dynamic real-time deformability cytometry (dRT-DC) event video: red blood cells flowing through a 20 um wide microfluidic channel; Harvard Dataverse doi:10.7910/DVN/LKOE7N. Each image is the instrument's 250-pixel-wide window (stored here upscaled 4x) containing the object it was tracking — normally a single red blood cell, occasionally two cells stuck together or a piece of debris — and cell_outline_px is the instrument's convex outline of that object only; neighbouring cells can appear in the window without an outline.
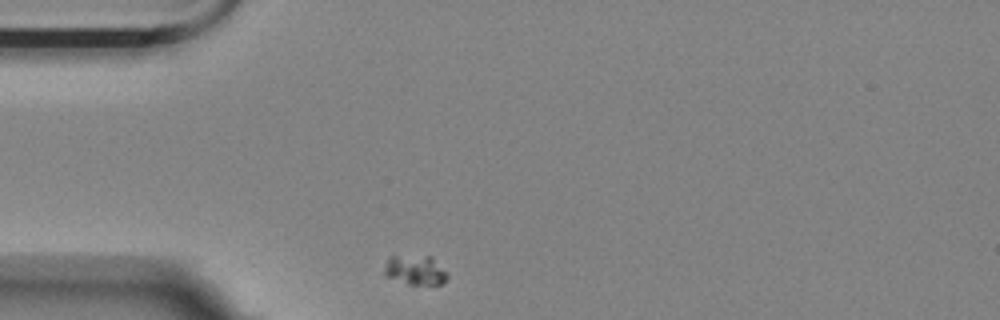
{"species": "Egyptian fruit bat (a non-hibernating species)", "species_latin": "Rousettus aegyptiacus", "temperature_condition": "room temperature", "stored_images_in_passage": 6, "camera_frame_rate_fps": 3000, "um_per_image_px": 0.085, "animal": {"sex": "female"}, "frame": {"image": 1, "passage_image": 1, "time_ms": 0.0, "image_size_px": [1000, 320], "cell_outline_px": [[448, 280], [440, 284], [408, 284], [384, 276], [384, 268], [388, 256], [432, 256], [448, 272]], "centroid_in_image_um": [35.31, 22.95], "position_along_channel_um": 49.7, "area_um2": 11.04}}
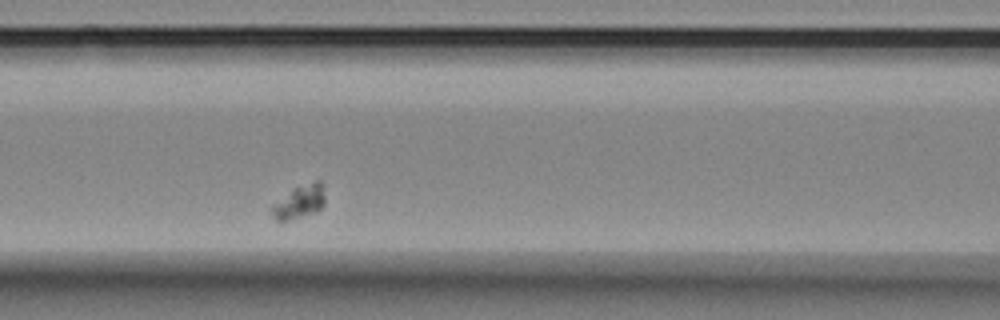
{"frame": {"image": 2, "passage_image": 4, "time_ms": 1.0, "image_size_px": [1000, 320], "cell_outline_px": [[324, 204], [316, 212], [280, 224], [276, 220], [272, 212], [272, 208], [292, 188], [316, 180], [320, 180], [324, 196]], "centroid_in_image_um": [25.46, 17.19], "position_along_channel_um": 141.1, "area_um2": 10.23}}
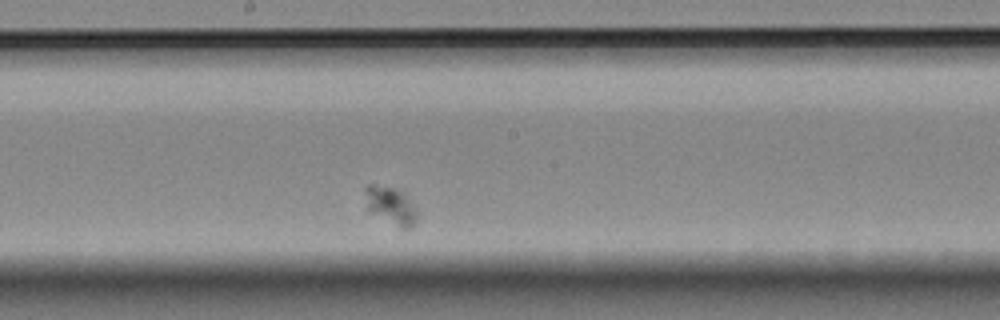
{"frame": {"image": 3, "passage_image": 6, "time_ms": 1.667, "image_size_px": [1000, 320], "cell_outline_px": [[416, 220], [408, 228], [404, 228], [368, 212], [364, 192], [364, 188], [368, 184], [376, 184], [396, 188], [416, 208]], "centroid_in_image_um": [33.14, 17.43], "position_along_channel_um": 215.1, "area_um2": 11.1}}